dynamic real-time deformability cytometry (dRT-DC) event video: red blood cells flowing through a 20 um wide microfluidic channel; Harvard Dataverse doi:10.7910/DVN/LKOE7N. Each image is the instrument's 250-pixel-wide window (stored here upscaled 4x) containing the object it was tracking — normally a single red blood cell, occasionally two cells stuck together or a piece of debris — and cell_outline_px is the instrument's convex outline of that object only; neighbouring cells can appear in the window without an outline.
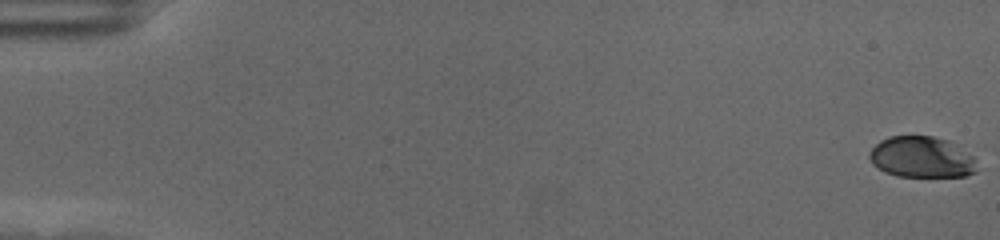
{"species": "human", "species_latin": "Homo sapiens", "temperature_condition": "cold", "stored_images_in_passage": 59, "camera_frame_rate_fps": 3000, "um_per_image_px": 0.085, "donor": {"sex": "female"}, "frame": {"image": 1, "passage_image": 1, "time_ms": 0.0, "image_size_px": [1000, 240], "cell_outline_px": [[980, 168], [976, 172], [964, 176], [896, 176], [884, 172], [872, 164], [868, 156], [872, 148], [880, 140], [888, 136], [932, 136], [948, 140], [972, 156]], "centroid_in_image_um": [78.33, 13.36], "position_along_channel_um": 6.7, "area_um2": 25.84}}
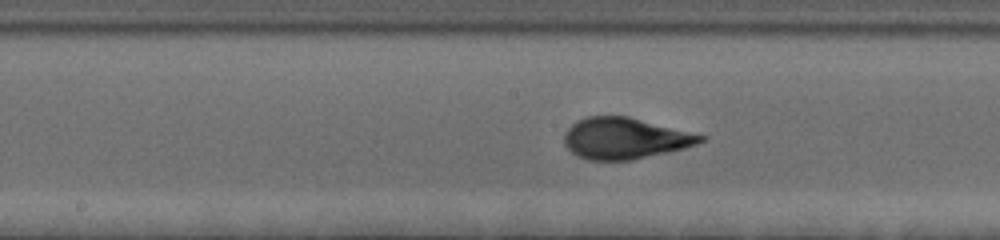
{"frame": {"image": 2, "passage_image": 32, "time_ms": 10.333, "image_size_px": [1000, 240], "cell_outline_px": [[708, 136], [704, 140], [696, 144], [684, 148], [632, 160], [588, 160], [576, 156], [564, 144], [564, 136], [568, 128], [572, 124], [588, 116], [628, 116]], "centroid_in_image_um": [53.12, 11.76], "position_along_channel_um": 195.1, "area_um2": 32.6}}
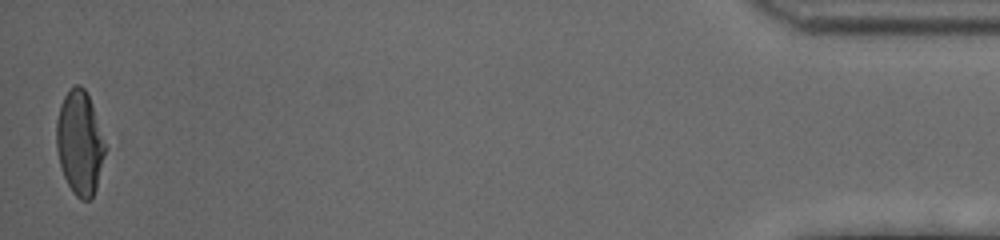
{"frame": {"image": 3, "passage_image": 59, "time_ms": 19.333, "image_size_px": [1000, 240], "cell_outline_px": [[112, 144], [92, 200], [80, 200], [72, 192], [60, 168], [56, 148], [56, 120], [60, 104], [64, 96], [76, 84], [80, 84], [84, 88]], "centroid_in_image_um": [6.88, 12.17], "position_along_channel_um": 428.3, "area_um2": 31.39}, "authors_computed_cell_mechanics": {"area_um2": 31.6744, "velocity_mm_per_s": 3.5145, "shape_relaxation_time_tau1_ms": 3.4499, "shape_relaxation_time_tau2_ms": null, "deformation_change_tau1": 0.1645, "deformation_change_tau2": null}}